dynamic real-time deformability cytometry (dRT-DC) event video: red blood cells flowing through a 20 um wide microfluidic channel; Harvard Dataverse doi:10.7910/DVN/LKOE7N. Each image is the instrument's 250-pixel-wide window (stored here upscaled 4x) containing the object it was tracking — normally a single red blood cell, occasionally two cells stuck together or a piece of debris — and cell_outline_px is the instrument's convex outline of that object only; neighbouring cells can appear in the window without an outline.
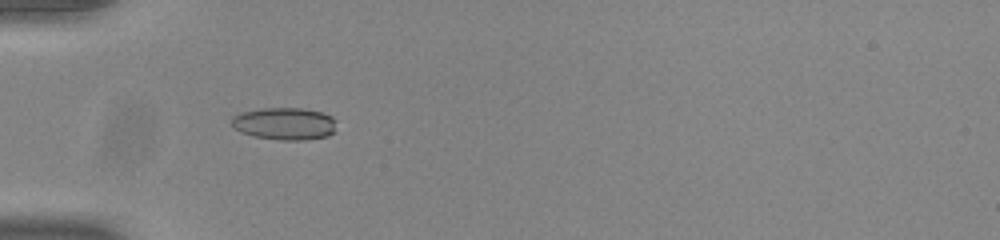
{"species": "common noctule bat (a hibernating species)", "species_latin": "Nyctalus noctula", "temperature_condition": "room temperature", "stored_images_in_passage": 37, "camera_frame_rate_fps": 3000, "um_per_image_px": 0.085, "animal": {"sex": "male", "body_mass_g": 20.0, "forearm_length_mm": 53.3}, "frame": {"image": 1, "passage_image": 1, "time_ms": 0.0, "image_size_px": [1000, 240], "cell_outline_px": [[336, 132], [328, 136], [304, 140], [280, 140], [252, 136], [240, 132], [232, 124], [232, 116], [240, 112], [264, 108], [304, 108], [320, 112], [332, 116], [336, 120]], "centroid_in_image_um": [24.22, 10.51], "position_along_channel_um": 60.8, "area_um2": 20.0}}
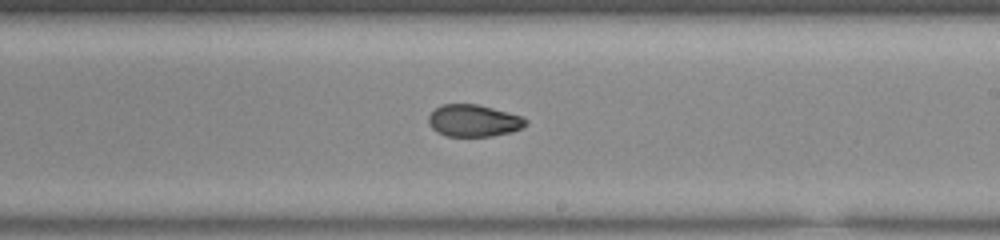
{"frame": {"image": 2, "passage_image": 16, "time_ms": 5.0, "image_size_px": [1000, 240], "cell_outline_px": [[528, 124], [512, 132], [492, 136], [444, 136], [436, 132], [428, 124], [428, 116], [440, 104], [476, 104], [508, 112], [520, 116], [528, 120]], "centroid_in_image_um": [40.23, 10.26], "position_along_channel_um": 248.8, "area_um2": 18.21}}
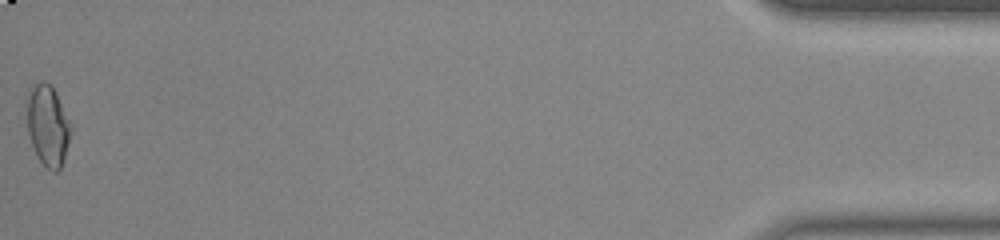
{"frame": {"image": 3, "passage_image": 37, "time_ms": 12.0, "image_size_px": [1000, 240], "cell_outline_px": [[72, 132], [60, 168], [56, 172], [52, 172], [36, 156], [28, 132], [28, 88], [44, 80], [52, 88], [72, 124]], "centroid_in_image_um": [4.07, 10.68], "position_along_channel_um": 431.1, "area_um2": 20.29}, "authors_computed_cell_mechanics": {"area_um2": 19.0162, "velocity_mm_per_s": 3.8861, "shape_relaxation_time_tau1_ms": null, "shape_relaxation_time_tau2_ms": 2.7105, "deformation_change_tau1": null, "deformation_change_tau2": 0.0661}}